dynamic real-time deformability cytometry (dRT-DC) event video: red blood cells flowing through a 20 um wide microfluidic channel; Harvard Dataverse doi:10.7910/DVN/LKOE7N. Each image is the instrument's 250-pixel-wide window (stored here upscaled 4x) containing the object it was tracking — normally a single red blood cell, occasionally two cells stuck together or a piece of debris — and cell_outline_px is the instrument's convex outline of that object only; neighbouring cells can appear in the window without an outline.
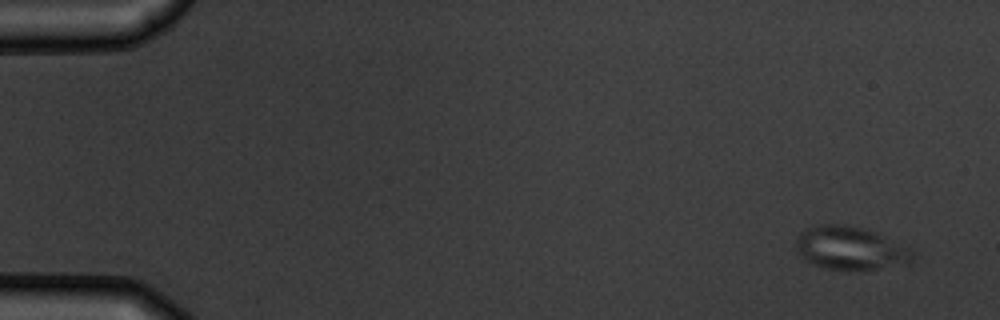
{"species": "common noctule bat (a hibernating species)", "species_latin": "Nyctalus noctula", "temperature_condition": "warm", "stored_images_in_passage": 5, "camera_frame_rate_fps": 3000, "um_per_image_px": 0.085, "animal": {"sex": "male", "body_mass_g": 19.5, "forearm_length_mm": 54.6}, "frame": {"image": 1, "passage_image": 1, "time_ms": 0.0, "image_size_px": [1000, 320], "cell_outline_px": [[912, 260], [908, 264], [860, 272], [848, 272], [828, 268], [812, 264], [804, 260], [800, 256], [796, 244], [796, 236], [800, 232], [816, 224], [848, 224], [864, 228], [876, 232], [912, 248]], "centroid_in_image_um": [72.29, 21.12], "position_along_channel_um": 12.7, "area_um2": 30.29}}